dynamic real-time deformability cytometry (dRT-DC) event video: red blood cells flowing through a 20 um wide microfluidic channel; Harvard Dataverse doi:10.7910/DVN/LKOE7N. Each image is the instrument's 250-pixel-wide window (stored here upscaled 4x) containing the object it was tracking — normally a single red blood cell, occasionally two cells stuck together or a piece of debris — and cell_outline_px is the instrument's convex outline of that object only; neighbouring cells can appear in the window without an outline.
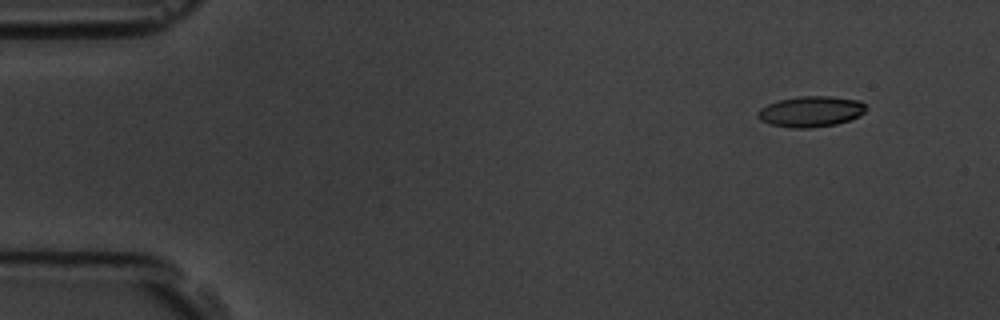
{"species": "common noctule bat (a hibernating species)", "species_latin": "Nyctalus noctula", "temperature_condition": "room temperature", "stored_images_in_passage": 10, "camera_frame_rate_fps": 3000, "um_per_image_px": 0.085, "animal": {"sex": "male", "body_mass_g": 19.5, "forearm_length_mm": 54.6}, "frame": {"image": 1, "passage_image": 1, "time_ms": 0.0, "image_size_px": [1000, 320], "cell_outline_px": [[868, 108], [860, 116], [836, 124], [812, 128], [792, 128], [772, 124], [760, 120], [756, 116], [756, 112], [760, 108], [768, 104], [780, 100], [800, 96], [828, 96], [860, 100]], "centroid_in_image_um": [68.93, 9.48], "position_along_channel_um": 16.1, "area_um2": 19.42}}
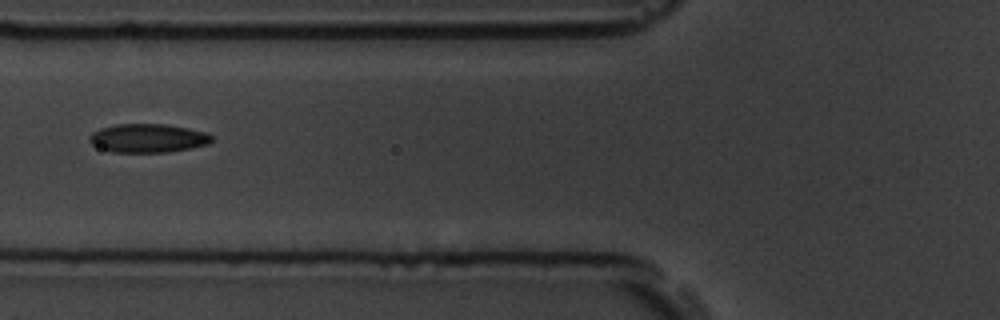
{"frame": {"image": 2, "passage_image": 6, "time_ms": 5.667, "image_size_px": [1000, 320], "cell_outline_px": [[212, 140], [208, 144], [192, 148], [168, 152], [112, 152], [100, 148], [92, 144], [88, 140], [88, 136], [92, 132], [100, 128], [116, 124], [164, 124], [188, 128], [208, 132], [212, 136]], "centroid_in_image_um": [12.57, 11.74], "position_along_channel_um": 113.2, "area_um2": 20.58}}
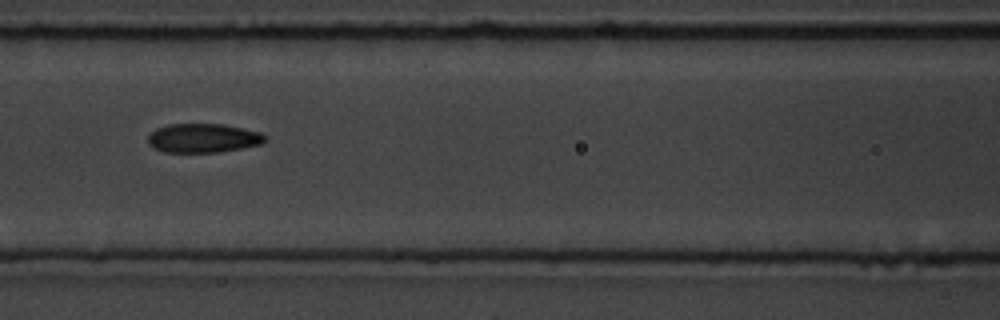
{"frame": {"image": 3, "passage_image": 7, "time_ms": 6.667, "image_size_px": [1000, 320], "cell_outline_px": [[268, 140], [260, 144], [240, 148], [216, 152], [164, 152], [148, 144], [148, 136], [156, 128], [168, 124], [224, 124], [260, 132], [268, 136]], "centroid_in_image_um": [17.28, 11.73], "position_along_channel_um": 149.3, "area_um2": 19.77}}